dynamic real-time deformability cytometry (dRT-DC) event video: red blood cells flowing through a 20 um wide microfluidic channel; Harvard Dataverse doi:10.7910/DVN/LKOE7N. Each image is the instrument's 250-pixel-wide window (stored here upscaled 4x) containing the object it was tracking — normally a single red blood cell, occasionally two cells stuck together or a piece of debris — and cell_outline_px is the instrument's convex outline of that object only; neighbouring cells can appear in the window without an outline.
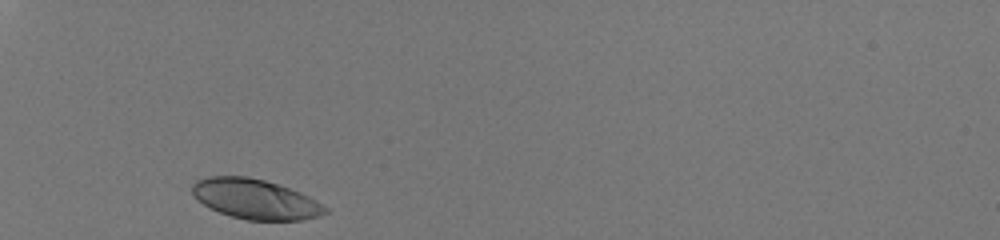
{"species": "human", "species_latin": "Homo sapiens", "temperature_condition": "room temperature", "stored_images_in_passage": 28, "camera_frame_rate_fps": 3000, "um_per_image_px": 0.085, "donor": {"sex": "male"}, "frame": {"image": 1, "passage_image": 1, "time_ms": 0.0, "image_size_px": [1000, 240], "cell_outline_px": [[328, 212], [320, 216], [300, 220], [244, 220], [220, 212], [204, 204], [192, 192], [192, 184], [196, 180], [208, 176], [248, 176], [264, 180], [300, 192], [316, 200], [328, 208]], "centroid_in_image_um": [21.72, 16.92], "position_along_channel_um": 63.3, "area_um2": 30.69}}
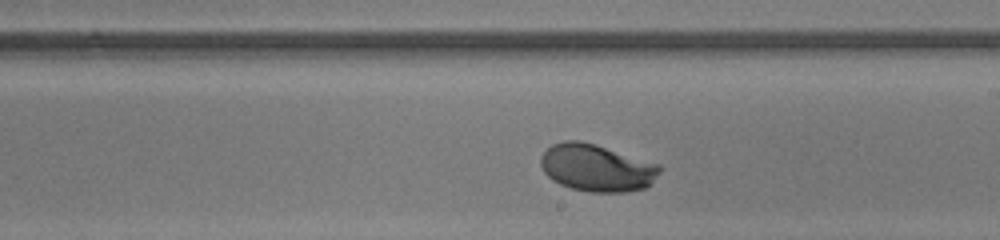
{"frame": {"image": 2, "passage_image": 16, "time_ms": 5.0, "image_size_px": [1000, 240], "cell_outline_px": [[660, 172], [644, 188], [624, 192], [588, 192], [572, 188], [560, 184], [552, 180], [544, 172], [540, 164], [540, 156], [552, 144], [564, 140], [580, 140], [596, 144], [660, 164]], "centroid_in_image_um": [50.69, 14.25], "position_along_channel_um": 238.3, "area_um2": 32.71}}
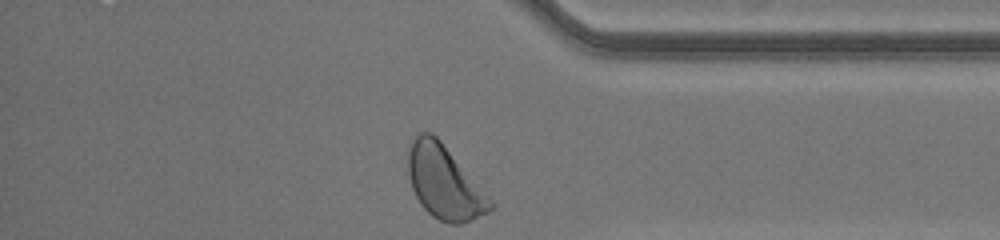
{"frame": {"image": 3, "passage_image": 28, "time_ms": 9.0, "image_size_px": [1000, 240], "cell_outline_px": [[496, 208], [488, 212], [460, 224], [448, 224], [432, 216], [420, 204], [412, 188], [408, 176], [408, 148], [412, 136], [416, 132], [432, 132], [440, 140], [496, 204]], "centroid_in_image_um": [37.75, 15.48], "position_along_channel_um": 397.4, "area_um2": 35.2}, "authors_computed_cell_mechanics": {"area_um2": 32.0501, "velocity_mm_per_s": 4.0713, "shape_relaxation_time_tau1_ms": 1.9981, "shape_relaxation_time_tau2_ms": null, "deformation_change_tau1": 0.1276, "deformation_change_tau2": null}}